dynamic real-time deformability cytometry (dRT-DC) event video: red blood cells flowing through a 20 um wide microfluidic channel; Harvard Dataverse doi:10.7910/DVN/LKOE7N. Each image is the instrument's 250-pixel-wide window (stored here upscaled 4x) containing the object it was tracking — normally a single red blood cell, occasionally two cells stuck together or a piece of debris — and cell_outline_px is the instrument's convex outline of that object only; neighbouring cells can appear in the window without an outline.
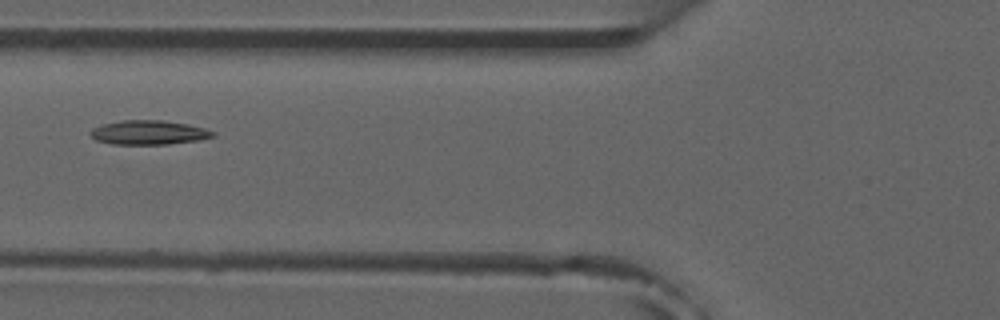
{"species": "common noctule bat (a hibernating species)", "species_latin": "Nyctalus noctula", "temperature_condition": "room temperature", "stored_images_in_passage": 3, "camera_frame_rate_fps": 3000, "um_per_image_px": 0.085, "animal": {"sex": "male", "forearm_length_mm": 52.5}, "frame": {"image": 1, "passage_image": 3, "time_ms": 2.333, "image_size_px": [1000, 320], "cell_outline_px": [[216, 136], [200, 140], [168, 144], [112, 144], [96, 140], [88, 132], [92, 128], [104, 124], [124, 120], [164, 120], [188, 124], [204, 128], [216, 132]], "centroid_in_image_um": [12.67, 11.26], "position_along_channel_um": 113.1, "area_um2": 17.34}}